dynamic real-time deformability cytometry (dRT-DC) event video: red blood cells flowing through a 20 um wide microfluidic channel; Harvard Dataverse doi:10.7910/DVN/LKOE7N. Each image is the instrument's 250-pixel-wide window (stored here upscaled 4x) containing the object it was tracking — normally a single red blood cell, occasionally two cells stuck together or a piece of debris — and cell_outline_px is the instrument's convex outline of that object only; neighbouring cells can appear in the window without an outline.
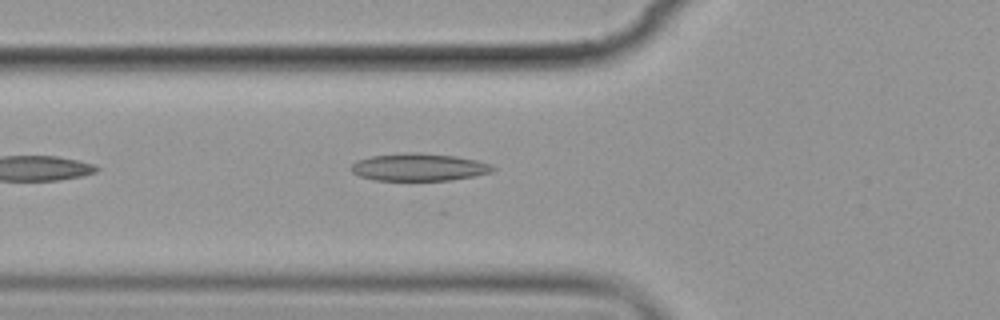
{"species": "common noctule bat (a hibernating species)", "species_latin": "Nyctalus noctula", "temperature_condition": "cold", "stored_images_in_passage": 6, "camera_frame_rate_fps": 3000, "um_per_image_px": 0.085, "animal": {"sex": "female", "body_mass_g": 19.9}, "frame": {"image": 1, "passage_image": 6, "time_ms": 6.667, "image_size_px": [1000, 320], "cell_outline_px": [[496, 168], [492, 172], [476, 176], [452, 180], [376, 180], [360, 176], [352, 172], [352, 164], [356, 160], [372, 156], [404, 152], [420, 152], [456, 156], [476, 160], [488, 164]], "centroid_in_image_um": [35.62, 14.2], "position_along_channel_um": 90.2, "area_um2": 22.72}}